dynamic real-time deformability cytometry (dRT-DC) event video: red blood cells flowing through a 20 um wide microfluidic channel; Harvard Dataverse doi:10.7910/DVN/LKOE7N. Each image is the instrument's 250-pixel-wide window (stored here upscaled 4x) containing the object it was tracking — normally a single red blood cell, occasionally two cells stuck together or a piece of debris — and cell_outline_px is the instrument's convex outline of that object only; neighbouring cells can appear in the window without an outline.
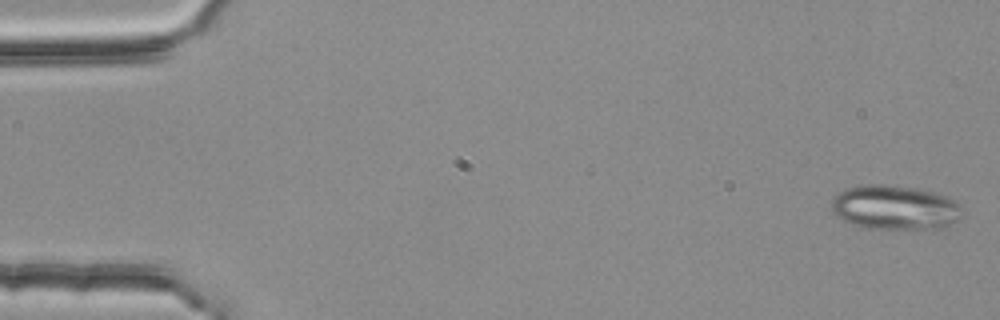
{"species": "common noctule bat (a hibernating species)", "species_latin": "Nyctalus noctula", "temperature_condition": "room temperature", "stored_images_in_passage": 4, "camera_frame_rate_fps": 3000, "um_per_image_px": 0.085, "animal": {"sex": "female", "body_mass_g": 25.1}, "frame": {"image": 1, "passage_image": 1, "time_ms": 0.0, "image_size_px": [1000, 320], "cell_outline_px": [[960, 220], [952, 224], [940, 228], [868, 228], [852, 224], [840, 220], [832, 212], [832, 196], [844, 188], [864, 184], [888, 184], [916, 188], [936, 192], [948, 196], [960, 204]], "centroid_in_image_um": [76.03, 17.61], "position_along_channel_um": 9.0, "area_um2": 34.22}}